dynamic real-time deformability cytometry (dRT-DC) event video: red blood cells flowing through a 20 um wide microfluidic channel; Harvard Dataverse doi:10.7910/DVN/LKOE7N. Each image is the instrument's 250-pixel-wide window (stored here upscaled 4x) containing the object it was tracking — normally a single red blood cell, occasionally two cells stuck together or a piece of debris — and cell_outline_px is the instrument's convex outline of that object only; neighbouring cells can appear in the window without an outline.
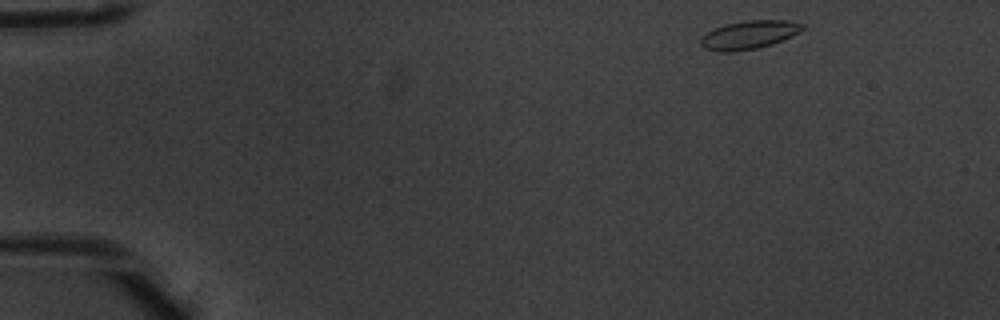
{"species": "common noctule bat (a hibernating species)", "species_latin": "Nyctalus noctula", "temperature_condition": "warm", "stored_images_in_passage": 4, "camera_frame_rate_fps": 3000, "um_per_image_px": 0.085, "animal": {"sex": "male", "body_mass_g": 20.1, "forearm_length_mm": 53.5}, "frame": {"image": 1, "passage_image": 1, "time_ms": 0.0, "image_size_px": [1000, 320], "cell_outline_px": [[804, 28], [800, 32], [772, 44], [756, 48], [732, 52], [720, 52], [704, 48], [700, 44], [700, 36], [724, 24], [744, 20], [788, 20], [804, 24]], "centroid_in_image_um": [63.65, 2.95], "position_along_channel_um": 21.4, "area_um2": 16.88}}